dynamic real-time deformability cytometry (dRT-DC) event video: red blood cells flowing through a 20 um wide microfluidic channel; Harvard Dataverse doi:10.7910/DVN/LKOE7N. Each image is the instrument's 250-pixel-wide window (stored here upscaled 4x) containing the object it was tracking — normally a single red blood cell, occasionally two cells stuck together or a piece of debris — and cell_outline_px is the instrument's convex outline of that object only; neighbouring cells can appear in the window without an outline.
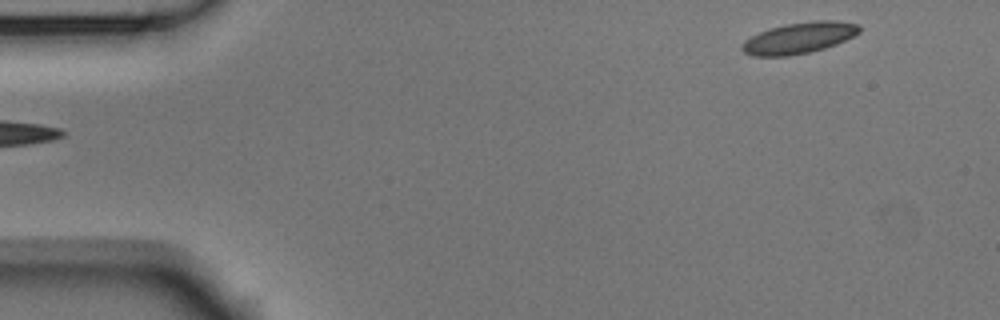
{"species": "Egyptian fruit bat (a non-hibernating species)", "species_latin": "Rousettus aegyptiacus", "temperature_condition": "room temperature", "stored_images_in_passage": 50, "camera_frame_rate_fps": 3000, "um_per_image_px": 0.085, "animal": {"sex": "male"}, "frame": {"image": 1, "passage_image": 1, "time_ms": 0.0, "image_size_px": [1000, 320], "cell_outline_px": [[860, 32], [836, 44], [824, 48], [808, 52], [788, 56], [752, 56], [744, 52], [740, 48], [744, 40], [760, 32], [784, 24], [816, 20], [836, 20], [860, 24]], "centroid_in_image_um": [67.92, 3.22], "position_along_channel_um": 17.1, "area_um2": 21.21}}
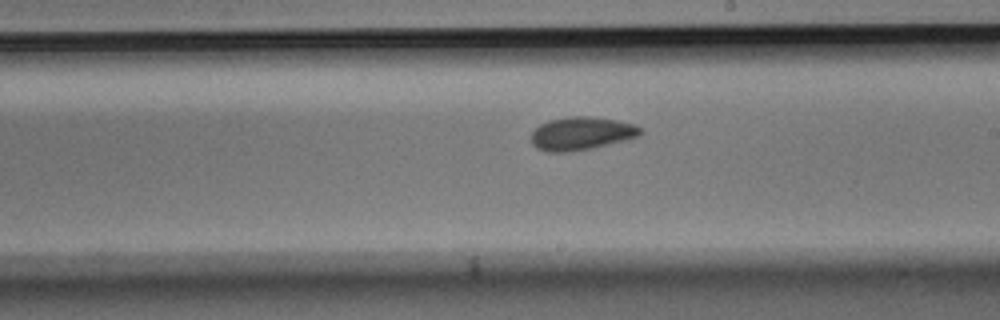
{"frame": {"image": 2, "passage_image": 27, "time_ms": 8.667, "image_size_px": [1000, 320], "cell_outline_px": [[644, 132], [640, 136], [592, 148], [572, 152], [548, 152], [536, 148], [532, 144], [532, 132], [540, 124], [548, 120], [568, 116], [588, 116], [616, 120], [636, 124]], "centroid_in_image_um": [49.42, 11.34], "position_along_channel_um": 239.6, "area_um2": 21.21}}
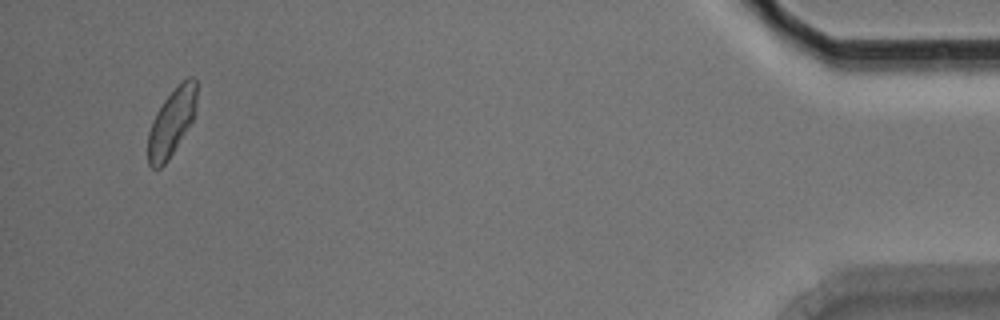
{"frame": {"image": 3, "passage_image": 48, "time_ms": 15.667, "image_size_px": [1000, 320], "cell_outline_px": [[196, 112], [192, 120], [168, 160], [160, 168], [152, 168], [148, 164], [148, 132], [152, 120], [156, 112], [164, 100], [180, 80], [188, 76], [192, 76], [196, 80]], "centroid_in_image_um": [14.58, 10.35], "position_along_channel_um": 420.6, "area_um2": 19.13}, "authors_computed_cell_mechanics": {"area_um2": 20.4901, "velocity_mm_per_s": 3.6865, "shape_relaxation_time_tau1_ms": 10.101, "shape_relaxation_time_tau2_ms": 1.9247, "deformation_change_tau1": 0.1511, "deformation_change_tau2": 0.0559}}